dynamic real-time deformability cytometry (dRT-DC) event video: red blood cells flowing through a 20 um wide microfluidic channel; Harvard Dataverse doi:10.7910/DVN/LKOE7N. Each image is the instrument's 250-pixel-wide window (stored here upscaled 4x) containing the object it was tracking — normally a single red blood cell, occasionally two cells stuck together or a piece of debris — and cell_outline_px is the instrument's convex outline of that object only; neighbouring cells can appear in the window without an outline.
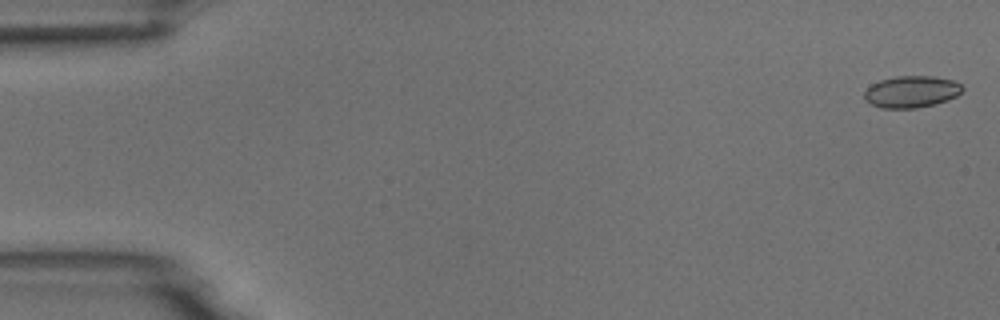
{"species": "common noctule bat (a hibernating species)", "species_latin": "Nyctalus noctula", "temperature_condition": "room temperature", "stored_images_in_passage": 7, "segment_of_instrument_passage": [2, 2], "camera_frame_rate_fps": 3000, "um_per_image_px": 0.085, "animal": {"sex": "male", "body_mass_g": 18.8}, "frame": {"image": 1, "passage_image": 7, "time_ms": 7.0, "image_size_px": [1000, 320], "cell_outline_px": [[964, 88], [956, 96], [948, 100], [936, 104], [916, 108], [880, 108], [864, 100], [864, 92], [872, 84], [880, 80], [896, 76], [932, 76], [952, 80], [960, 84]], "centroid_in_image_um": [77.46, 7.8], "position_along_channel_um": 7.5, "area_um2": 18.15}}